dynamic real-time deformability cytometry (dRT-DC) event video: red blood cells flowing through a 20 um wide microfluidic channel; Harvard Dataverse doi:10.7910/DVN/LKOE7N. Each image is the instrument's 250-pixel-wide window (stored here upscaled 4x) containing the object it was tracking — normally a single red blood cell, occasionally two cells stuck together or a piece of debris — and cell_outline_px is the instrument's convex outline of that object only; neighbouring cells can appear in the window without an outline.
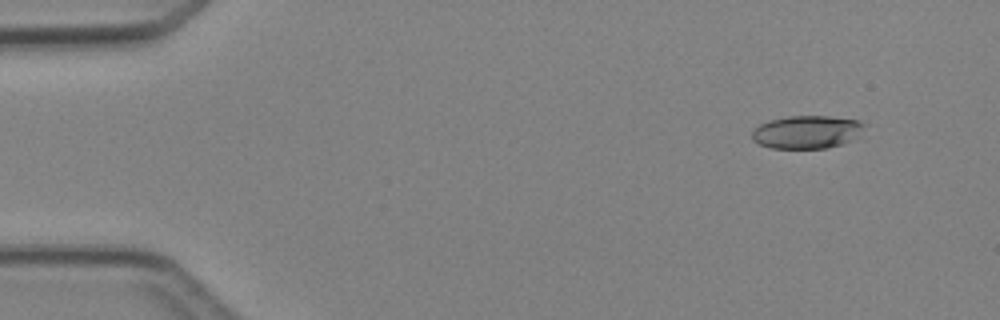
{"species": "Egyptian fruit bat (a non-hibernating species)", "species_latin": "Rousettus aegyptiacus", "temperature_condition": "cold", "stored_images_in_passage": 5, "camera_frame_rate_fps": 3000, "um_per_image_px": 0.085, "animal": {"sex": "female"}, "frame": {"image": 1, "passage_image": 1, "time_ms": 0.0, "image_size_px": [1000, 320], "cell_outline_px": [[868, 124], [852, 140], [844, 144], [824, 148], [772, 148], [760, 144], [752, 140], [752, 132], [760, 124], [768, 120], [788, 116], [828, 116], [860, 120]], "centroid_in_image_um": [68.61, 11.21], "position_along_channel_um": 16.4, "area_um2": 21.68}}
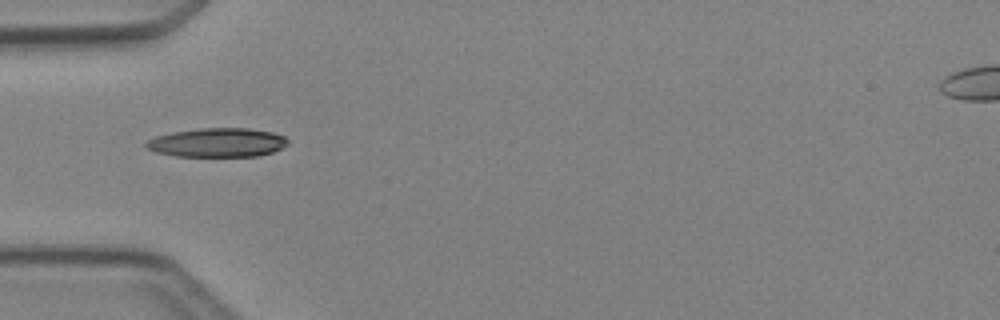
{"frame": {"image": 2, "passage_image": 4, "time_ms": 3.667, "image_size_px": [1000, 320], "cell_outline_px": [[288, 144], [272, 152], [256, 156], [176, 156], [156, 152], [148, 148], [144, 144], [148, 140], [156, 136], [172, 132], [200, 128], [248, 128], [272, 132], [284, 136], [288, 140]], "centroid_in_image_um": [18.48, 12.11], "position_along_channel_um": 66.5, "area_um2": 23.81}}
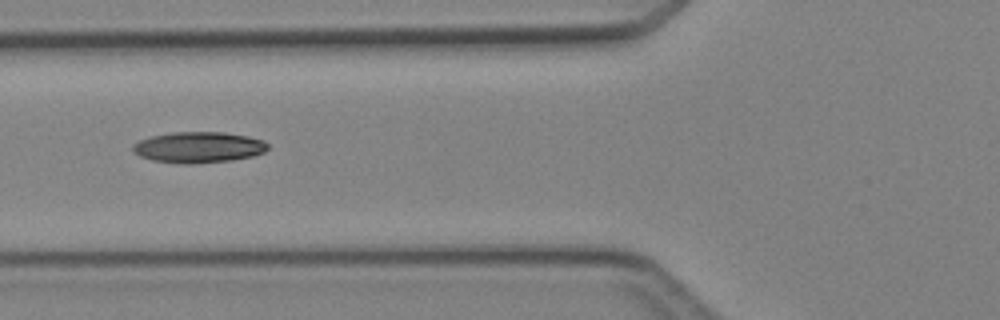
{"frame": {"image": 3, "passage_image": 5, "time_ms": 4.667, "image_size_px": [1000, 320], "cell_outline_px": [[268, 148], [264, 152], [252, 156], [232, 160], [196, 164], [180, 164], [152, 160], [140, 156], [132, 152], [132, 144], [140, 140], [152, 136], [172, 132], [224, 132], [248, 136], [264, 140], [268, 144]], "centroid_in_image_um": [16.87, 12.52], "position_along_channel_um": 108.9, "area_um2": 24.57}}